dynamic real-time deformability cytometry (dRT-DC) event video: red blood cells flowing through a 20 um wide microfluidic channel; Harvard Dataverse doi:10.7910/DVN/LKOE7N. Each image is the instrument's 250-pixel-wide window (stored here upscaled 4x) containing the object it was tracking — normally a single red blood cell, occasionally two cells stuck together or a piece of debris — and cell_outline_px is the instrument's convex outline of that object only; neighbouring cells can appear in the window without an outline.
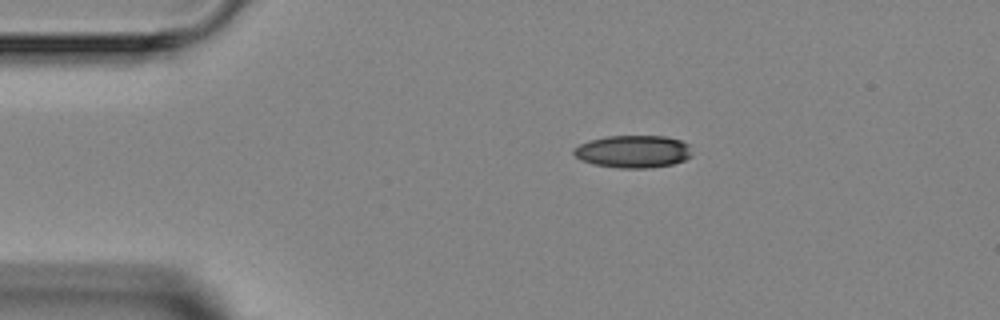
{"species": "Egyptian fruit bat (a non-hibernating species)", "species_latin": "Rousettus aegyptiacus", "temperature_condition": "room temperature", "stored_images_in_passage": 3, "segment_of_instrument_passage": [1, 2], "camera_frame_rate_fps": 3000, "um_per_image_px": 0.085, "animal": {"sex": "female"}, "frame": {"image": 1, "passage_image": 1, "time_ms": 0.0, "image_size_px": [1000, 320], "cell_outline_px": [[692, 156], [684, 160], [672, 164], [648, 168], [620, 168], [592, 164], [580, 160], [572, 152], [572, 148], [588, 140], [608, 136], [664, 136], [680, 140], [688, 144]], "centroid_in_image_um": [53.78, 12.88], "position_along_channel_um": 31.2, "area_um2": 22.48}}